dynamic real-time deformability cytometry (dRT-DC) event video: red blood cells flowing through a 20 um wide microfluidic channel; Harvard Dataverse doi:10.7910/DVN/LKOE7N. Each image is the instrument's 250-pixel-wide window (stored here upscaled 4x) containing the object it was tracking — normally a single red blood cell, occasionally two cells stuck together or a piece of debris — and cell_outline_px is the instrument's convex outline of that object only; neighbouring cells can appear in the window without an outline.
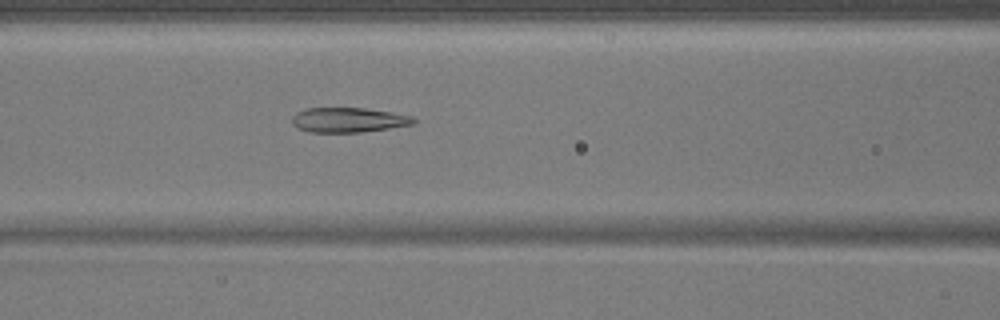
{"species": "common noctule bat (a hibernating species)", "species_latin": "Nyctalus noctula", "temperature_condition": "warm", "stored_images_in_passage": 51, "camera_frame_rate_fps": 3000, "um_per_image_px": 0.085, "animal": {"sex": "male", "body_mass_g": 17.9}, "frame": {"image": 1, "passage_image": 22, "time_ms": 7.0, "image_size_px": [1000, 320], "cell_outline_px": [[416, 124], [360, 132], [308, 132], [296, 128], [292, 124], [292, 116], [296, 112], [308, 108], [364, 108], [412, 116], [416, 120]], "centroid_in_image_um": [29.57, 10.2], "position_along_channel_um": 137.0, "area_um2": 17.51}}
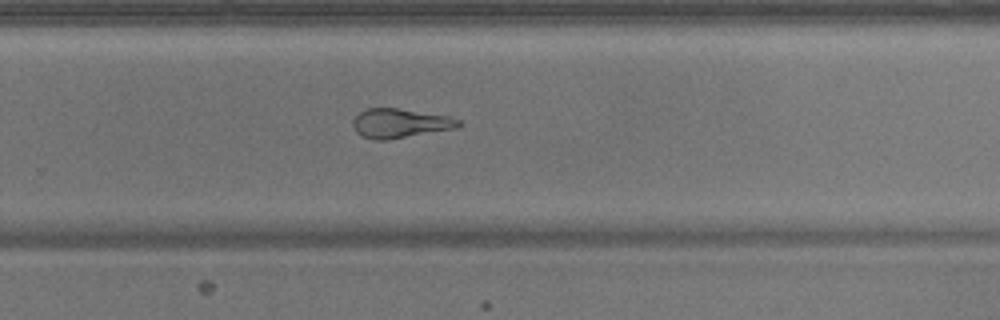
{"frame": {"image": 2, "passage_image": 34, "time_ms": 11.0, "image_size_px": [1000, 320], "cell_outline_px": [[464, 124], [452, 128], [384, 140], [376, 140], [360, 136], [356, 132], [352, 124], [352, 120], [360, 112], [368, 108], [396, 108], [448, 116], [460, 120]], "centroid_in_image_um": [33.94, 10.47], "position_along_channel_um": 295.9, "area_um2": 17.63}}
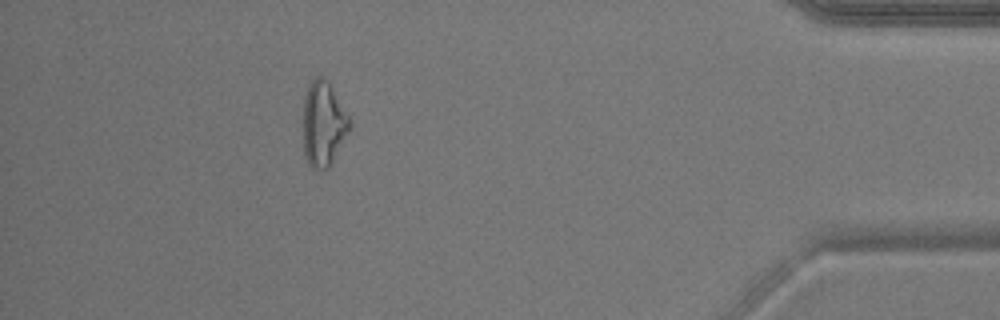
{"frame": {"image": 3, "passage_image": 46, "time_ms": 15.0, "image_size_px": [1000, 320], "cell_outline_px": [[352, 128], [328, 168], [324, 172], [320, 172], [312, 168], [308, 164], [304, 156], [304, 96], [308, 84], [316, 76], [320, 76], [328, 80], [348, 116], [352, 124]], "centroid_in_image_um": [27.49, 10.56], "position_along_channel_um": 407.7, "area_um2": 23.24}}